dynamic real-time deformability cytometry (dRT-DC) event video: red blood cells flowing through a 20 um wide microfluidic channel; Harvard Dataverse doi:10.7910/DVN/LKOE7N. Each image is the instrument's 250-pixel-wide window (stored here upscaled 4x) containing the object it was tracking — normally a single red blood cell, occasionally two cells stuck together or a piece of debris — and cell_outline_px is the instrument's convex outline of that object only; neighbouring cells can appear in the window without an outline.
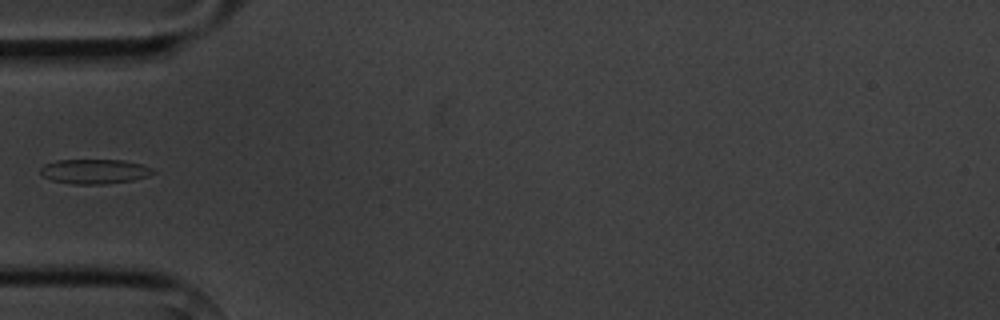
{"species": "common noctule bat (a hibernating species)", "species_latin": "Nyctalus noctula", "temperature_condition": "cold", "stored_images_in_passage": 4, "camera_frame_rate_fps": 3000, "um_per_image_px": 0.085, "animal": {"sex": "male", "body_mass_g": 20.1, "forearm_length_mm": 53.5}, "frame": {"image": 1, "passage_image": 4, "time_ms": 3.333, "image_size_px": [1000, 320], "cell_outline_px": [[156, 172], [148, 176], [132, 180], [104, 184], [72, 184], [52, 180], [44, 176], [40, 172], [40, 168], [44, 164], [56, 160], [124, 160], [140, 164], [152, 168]], "centroid_in_image_um": [8.03, 14.57], "position_along_channel_um": 77.0, "area_um2": 16.13}}